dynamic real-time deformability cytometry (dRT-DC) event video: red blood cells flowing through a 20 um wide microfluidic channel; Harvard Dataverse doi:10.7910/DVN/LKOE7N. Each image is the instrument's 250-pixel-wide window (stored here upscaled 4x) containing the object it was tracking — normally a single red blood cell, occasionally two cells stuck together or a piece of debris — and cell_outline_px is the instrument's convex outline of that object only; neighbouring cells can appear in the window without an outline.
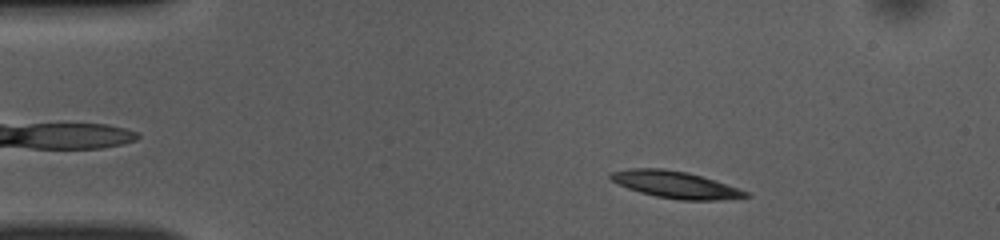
{"species": "common noctule bat (a hibernating species)", "species_latin": "Nyctalus noctula", "temperature_condition": "room temperature", "stored_images_in_passage": 47, "camera_frame_rate_fps": 3000, "um_per_image_px": 0.085, "animal": {"sex": "female", "body_mass_g": 10.0, "forearm_length_mm": 53.1}, "frame": {"image": 1, "passage_image": 5, "time_ms": 1.333, "image_size_px": [1000, 240], "cell_outline_px": [[752, 196], [716, 200], [680, 200], [656, 196], [640, 192], [628, 188], [612, 180], [608, 176], [612, 172], [628, 168], [664, 168], [688, 172], [748, 192]], "centroid_in_image_um": [57.37, 15.69], "position_along_channel_um": 27.6, "area_um2": 20.81}}
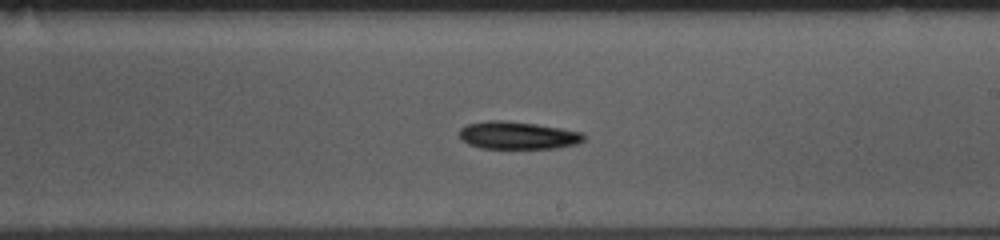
{"frame": {"image": 2, "passage_image": 26, "time_ms": 8.333, "image_size_px": [1000, 240], "cell_outline_px": [[588, 136], [584, 140], [576, 144], [556, 148], [480, 148], [468, 144], [460, 140], [460, 128], [468, 124], [488, 120], [504, 120], [536, 124], [584, 132]], "centroid_in_image_um": [44.03, 11.5], "position_along_channel_um": 245.0, "area_um2": 20.17}}
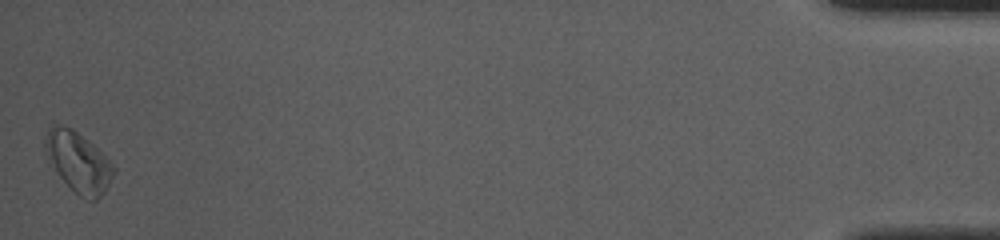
{"frame": {"image": 3, "passage_image": 47, "time_ms": 15.333, "image_size_px": [1000, 240], "cell_outline_px": [[116, 172], [104, 192], [96, 200], [84, 200], [60, 176], [48, 160], [44, 148], [44, 140], [48, 124], [64, 124], [72, 128], [88, 140], [116, 168]], "centroid_in_image_um": [6.63, 13.73], "position_along_channel_um": 428.6, "area_um2": 23.99}, "authors_computed_cell_mechanics": {"area_um2": 20.6346, "velocity_mm_per_s": 3.9274, "shape_relaxation_time_tau1_ms": 3.6869, "shape_relaxation_time_tau2_ms": null, "deformation_change_tau1": 0.085, "deformation_change_tau2": null}}